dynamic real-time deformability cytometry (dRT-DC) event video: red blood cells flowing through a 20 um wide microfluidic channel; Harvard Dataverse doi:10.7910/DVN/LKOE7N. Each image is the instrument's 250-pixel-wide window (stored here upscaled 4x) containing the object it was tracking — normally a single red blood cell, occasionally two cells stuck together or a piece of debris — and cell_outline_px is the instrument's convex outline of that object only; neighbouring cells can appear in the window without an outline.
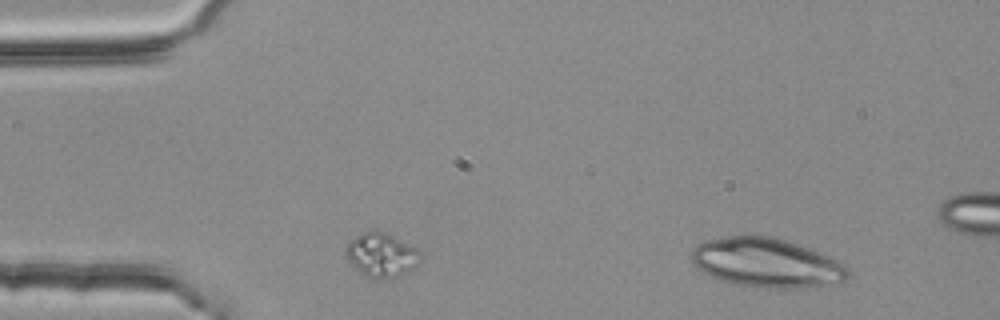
{"species": "common noctule bat (a hibernating species)", "species_latin": "Nyctalus noctula", "temperature_condition": "room temperature", "stored_images_in_passage": 3, "camera_frame_rate_fps": 3000, "um_per_image_px": 0.085, "animal": {"sex": "female", "body_mass_g": 25.1}, "frame": {"image": 1, "passage_image": 1, "time_ms": 0.0, "image_size_px": [1000, 320], "cell_outline_px": [[848, 280], [840, 284], [804, 288], [764, 288], [732, 284], [720, 280], [696, 268], [692, 264], [692, 248], [704, 240], [728, 236], [772, 236], [808, 248], [844, 264], [848, 272]], "centroid_in_image_um": [65.15, 22.36], "position_along_channel_um": 19.9, "area_um2": 44.97}}